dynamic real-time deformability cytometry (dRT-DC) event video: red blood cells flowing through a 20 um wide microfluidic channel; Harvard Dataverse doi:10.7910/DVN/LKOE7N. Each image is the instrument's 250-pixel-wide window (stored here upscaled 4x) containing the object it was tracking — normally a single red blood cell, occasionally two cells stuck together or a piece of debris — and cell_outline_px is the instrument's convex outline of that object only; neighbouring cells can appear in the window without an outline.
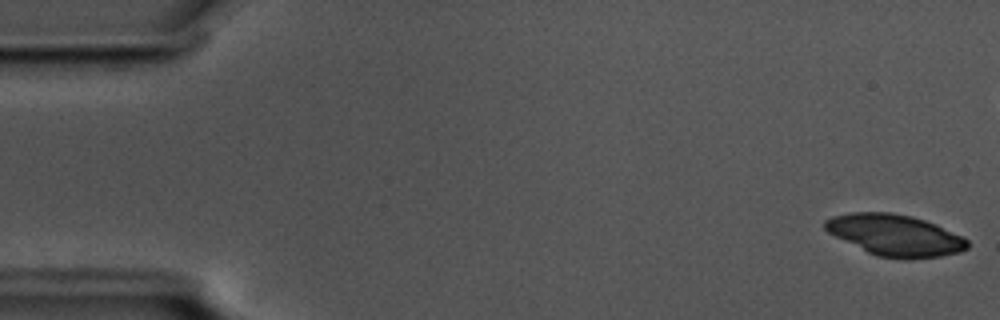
{"species": "common noctule bat (a hibernating species)", "species_latin": "Nyctalus noctula", "temperature_condition": "cold", "stored_images_in_passage": 56, "camera_frame_rate_fps": 3000, "um_per_image_px": 0.085, "animal": {"sex": "male", "body_mass_g": 17.5, "forearm_length_mm": 52.3}, "frame": {"image": 1, "passage_image": 1, "time_ms": 0.0, "image_size_px": [1000, 320], "cell_outline_px": [[968, 248], [960, 252], [940, 256], [904, 260], [900, 260], [876, 256], [828, 232], [824, 228], [824, 220], [832, 216], [852, 212], [892, 212], [912, 216], [936, 224], [968, 240]], "centroid_in_image_um": [76.07, 19.99], "position_along_channel_um": 8.9, "area_um2": 34.28}}